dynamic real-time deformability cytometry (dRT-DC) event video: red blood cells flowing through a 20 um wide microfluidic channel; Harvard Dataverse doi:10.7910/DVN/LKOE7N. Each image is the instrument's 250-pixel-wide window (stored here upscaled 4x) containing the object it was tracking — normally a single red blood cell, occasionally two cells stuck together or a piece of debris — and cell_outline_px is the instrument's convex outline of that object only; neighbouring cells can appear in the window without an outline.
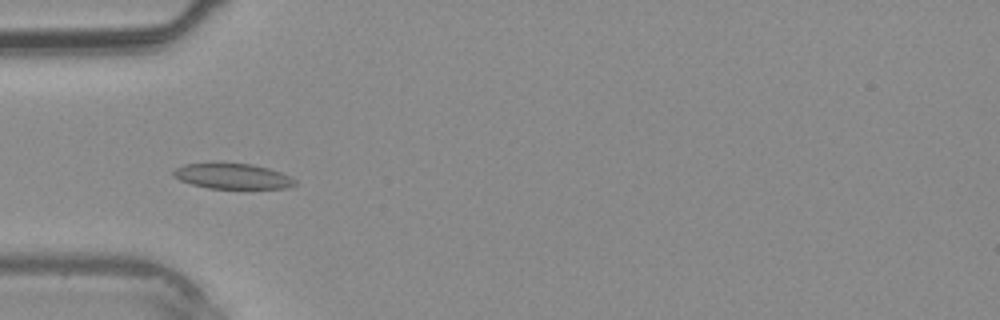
{"species": "common noctule bat (a hibernating species)", "species_latin": "Nyctalus noctula", "temperature_condition": "warm", "stored_images_in_passage": 39, "camera_frame_rate_fps": 3000, "um_per_image_px": 0.085, "animal": {"sex": "male", "body_mass_g": 20.4}, "frame": {"image": 1, "passage_image": 12, "time_ms": 3.667, "image_size_px": [1000, 320], "cell_outline_px": [[296, 184], [284, 188], [208, 188], [192, 184], [180, 180], [172, 176], [172, 172], [176, 168], [184, 164], [220, 160], [252, 164], [268, 168], [280, 172], [296, 180]], "centroid_in_image_um": [19.69, 14.92], "position_along_channel_um": 65.3, "area_um2": 18.55}}
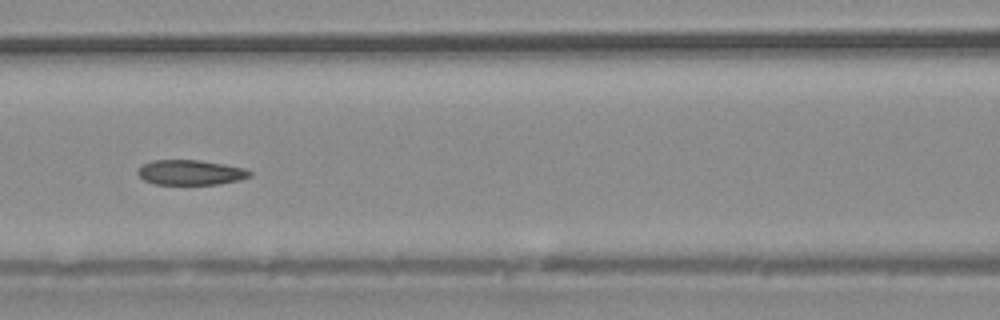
{"frame": {"image": 2, "passage_image": 17, "time_ms": 5.333, "image_size_px": [1000, 320], "cell_outline_px": [[252, 176], [240, 180], [216, 184], [156, 184], [144, 180], [136, 172], [144, 164], [152, 160], [200, 160], [224, 164], [244, 168], [252, 172]], "centroid_in_image_um": [16.22, 14.65], "position_along_channel_um": 150.4, "area_um2": 16.24}}